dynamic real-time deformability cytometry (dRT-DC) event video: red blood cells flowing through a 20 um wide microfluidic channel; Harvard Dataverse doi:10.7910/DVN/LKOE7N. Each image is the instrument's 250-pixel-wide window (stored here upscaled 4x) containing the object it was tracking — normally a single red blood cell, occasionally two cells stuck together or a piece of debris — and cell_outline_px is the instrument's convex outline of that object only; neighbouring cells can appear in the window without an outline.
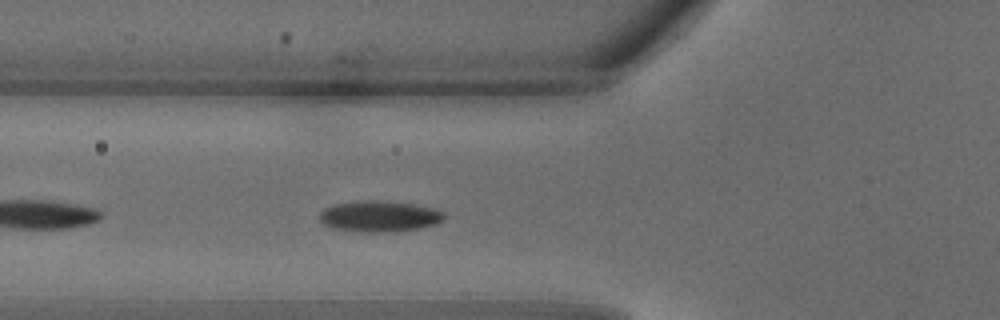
{"species": "common noctule bat (a hibernating species)", "species_latin": "Nyctalus noctula", "temperature_condition": "warm", "stored_images_in_passage": 21, "camera_frame_rate_fps": 3000, "um_per_image_px": 0.085, "animal": {"sex": "male", "body_mass_g": 18.8}, "frame": {"image": 1, "passage_image": 5, "time_ms": 1.333, "image_size_px": [1000, 320], "cell_outline_px": [[444, 220], [436, 224], [416, 228], [376, 232], [372, 232], [336, 228], [324, 224], [320, 220], [320, 212], [324, 208], [332, 204], [360, 200], [380, 200], [412, 204], [436, 208], [444, 212]], "centroid_in_image_um": [32.25, 18.35], "position_along_channel_um": 93.5, "area_um2": 22.2}}
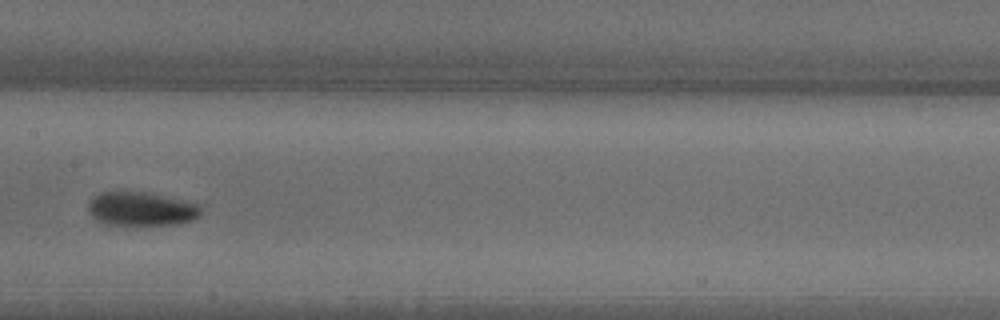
{"frame": {"image": 2, "passage_image": 10, "time_ms": 3.0, "image_size_px": [1000, 320], "cell_outline_px": [[200, 212], [192, 220], [176, 224], [108, 224], [92, 216], [88, 212], [88, 200], [92, 196], [100, 192], [144, 192], [196, 204], [200, 208]], "centroid_in_image_um": [11.92, 17.75], "position_along_channel_um": 195.5, "area_um2": 21.5}}
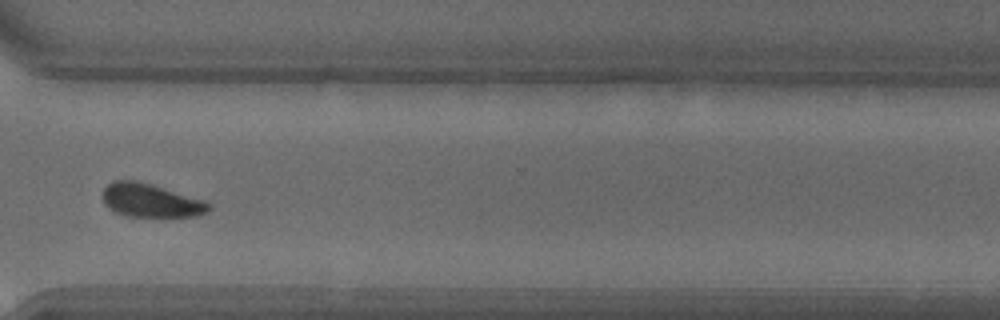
{"frame": {"image": 3, "passage_image": 18, "time_ms": 5.667, "image_size_px": [1000, 320], "cell_outline_px": [[212, 208], [208, 212], [192, 216], [128, 216], [116, 212], [108, 208], [104, 204], [104, 188], [112, 180], [136, 180], [152, 184], [204, 200]], "centroid_in_image_um": [12.8, 17.03], "position_along_channel_um": 357.8, "area_um2": 20.52}}